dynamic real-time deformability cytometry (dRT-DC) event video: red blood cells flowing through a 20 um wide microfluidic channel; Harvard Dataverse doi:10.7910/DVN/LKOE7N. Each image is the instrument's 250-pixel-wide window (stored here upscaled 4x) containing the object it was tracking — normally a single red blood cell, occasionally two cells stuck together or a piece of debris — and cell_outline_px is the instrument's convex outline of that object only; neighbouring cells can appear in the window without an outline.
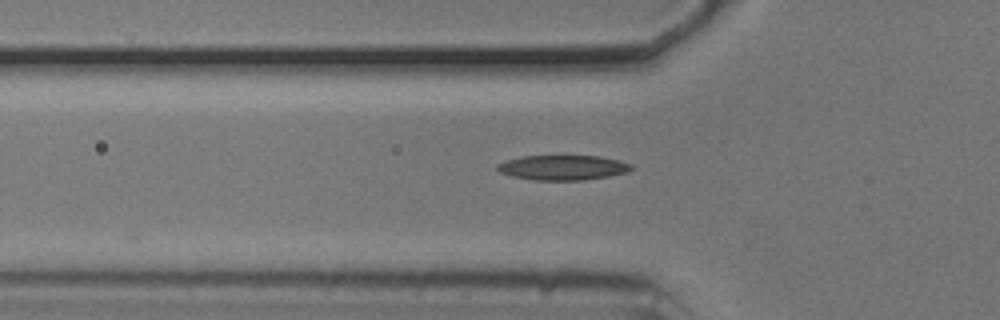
{"species": "common noctule bat (a hibernating species)", "species_latin": "Nyctalus noctula", "temperature_condition": "cold", "stored_images_in_passage": 20, "camera_frame_rate_fps": 3000, "um_per_image_px": 0.085, "animal": {"sex": "male", "body_mass_g": 20.5, "forearm_length_mm": 52.5}, "frame": {"image": 1, "passage_image": 3, "time_ms": 0.667, "image_size_px": [1000, 320], "cell_outline_px": [[632, 168], [628, 172], [608, 176], [584, 180], [532, 180], [512, 176], [500, 172], [496, 168], [496, 164], [504, 160], [524, 156], [600, 156], [620, 160], [632, 164]], "centroid_in_image_um": [47.83, 14.24], "position_along_channel_um": 78.0, "area_um2": 19.54}}
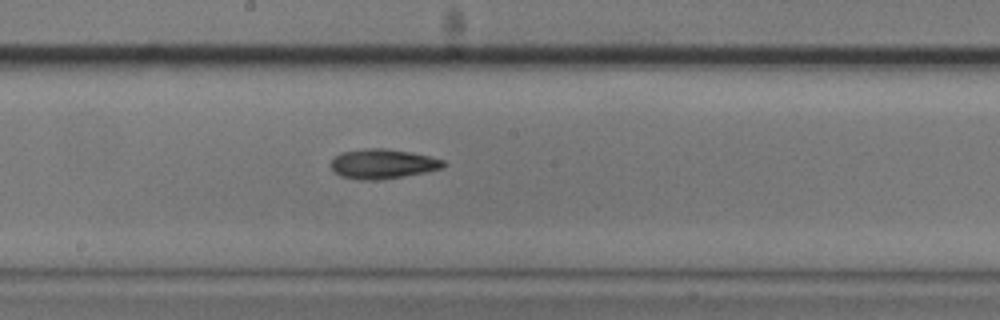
{"frame": {"image": 2, "passage_image": 14, "time_ms": 4.333, "image_size_px": [1000, 320], "cell_outline_px": [[448, 164], [444, 168], [424, 172], [380, 180], [356, 180], [340, 176], [332, 172], [332, 160], [340, 152], [364, 148], [384, 148], [408, 152], [428, 156], [444, 160]], "centroid_in_image_um": [32.51, 13.93], "position_along_channel_um": 215.7, "area_um2": 19.54}}
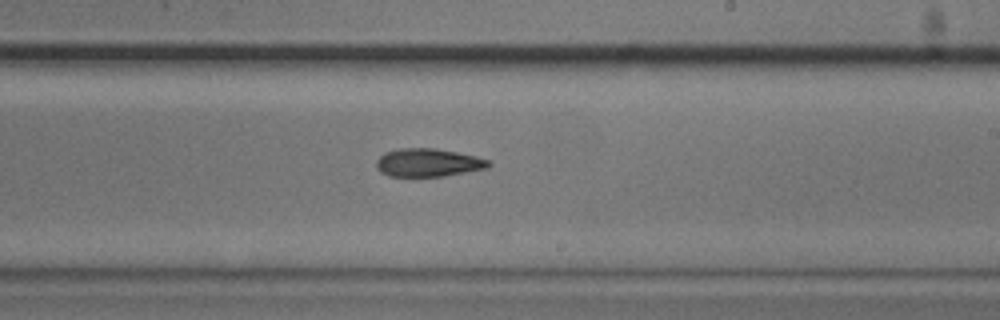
{"frame": {"image": 3, "passage_image": 17, "time_ms": 5.333, "image_size_px": [1000, 320], "cell_outline_px": [[492, 164], [488, 168], [444, 176], [388, 176], [380, 172], [376, 168], [376, 160], [384, 152], [400, 148], [436, 148], [476, 156], [492, 160]], "centroid_in_image_um": [36.4, 13.82], "position_along_channel_um": 252.6, "area_um2": 18.61}}